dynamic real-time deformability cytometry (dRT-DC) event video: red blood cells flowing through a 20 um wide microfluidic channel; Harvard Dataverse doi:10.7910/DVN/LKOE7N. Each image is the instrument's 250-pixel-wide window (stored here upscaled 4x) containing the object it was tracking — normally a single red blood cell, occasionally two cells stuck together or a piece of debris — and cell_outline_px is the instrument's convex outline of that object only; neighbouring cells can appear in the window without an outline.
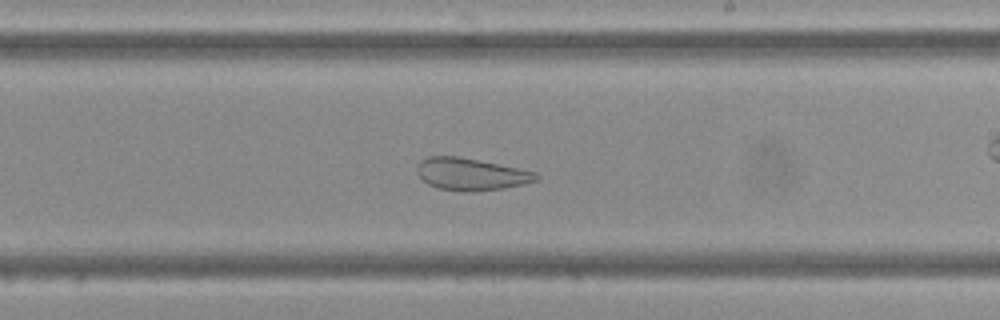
{"species": "Egyptian fruit bat (a non-hibernating species)", "species_latin": "Rousettus aegyptiacus", "temperature_condition": "cold", "stored_images_in_passage": 49, "camera_frame_rate_fps": 3000, "um_per_image_px": 0.085, "frame": {"image": 1, "passage_image": 28, "time_ms": 9.0, "image_size_px": [1000, 320], "cell_outline_px": [[540, 176], [536, 180], [524, 184], [504, 188], [472, 192], [460, 192], [440, 188], [428, 184], [416, 172], [416, 164], [420, 160], [428, 156], [460, 156], [536, 172]], "centroid_in_image_um": [40.0, 14.8], "position_along_channel_um": 249.0, "area_um2": 22.43}}